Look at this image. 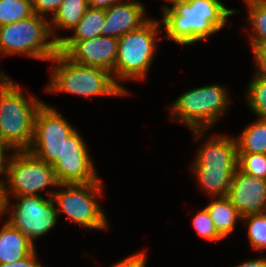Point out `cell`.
<instances>
[{
  "label": "cell",
  "instance_id": "15",
  "mask_svg": "<svg viewBox=\"0 0 266 267\" xmlns=\"http://www.w3.org/2000/svg\"><path fill=\"white\" fill-rule=\"evenodd\" d=\"M237 169L238 166H192L191 171L201 190L212 198L228 195L233 174Z\"/></svg>",
  "mask_w": 266,
  "mask_h": 267
},
{
  "label": "cell",
  "instance_id": "9",
  "mask_svg": "<svg viewBox=\"0 0 266 267\" xmlns=\"http://www.w3.org/2000/svg\"><path fill=\"white\" fill-rule=\"evenodd\" d=\"M10 153H8L4 180L6 201H12V197L16 196H40L39 192L41 193L48 186H53V189L46 192L49 197H52L56 190L54 186L59 185L52 165L27 150Z\"/></svg>",
  "mask_w": 266,
  "mask_h": 267
},
{
  "label": "cell",
  "instance_id": "27",
  "mask_svg": "<svg viewBox=\"0 0 266 267\" xmlns=\"http://www.w3.org/2000/svg\"><path fill=\"white\" fill-rule=\"evenodd\" d=\"M63 0H31L33 13L39 16L47 17V14L53 15L58 11Z\"/></svg>",
  "mask_w": 266,
  "mask_h": 267
},
{
  "label": "cell",
  "instance_id": "21",
  "mask_svg": "<svg viewBox=\"0 0 266 267\" xmlns=\"http://www.w3.org/2000/svg\"><path fill=\"white\" fill-rule=\"evenodd\" d=\"M105 21V9L89 7L81 21L72 29L69 36H61V40H87L101 35V27Z\"/></svg>",
  "mask_w": 266,
  "mask_h": 267
},
{
  "label": "cell",
  "instance_id": "16",
  "mask_svg": "<svg viewBox=\"0 0 266 267\" xmlns=\"http://www.w3.org/2000/svg\"><path fill=\"white\" fill-rule=\"evenodd\" d=\"M0 228V264L11 263L31 254L36 246L7 221Z\"/></svg>",
  "mask_w": 266,
  "mask_h": 267
},
{
  "label": "cell",
  "instance_id": "18",
  "mask_svg": "<svg viewBox=\"0 0 266 267\" xmlns=\"http://www.w3.org/2000/svg\"><path fill=\"white\" fill-rule=\"evenodd\" d=\"M88 8L87 0L62 1L58 11L49 19L50 31L57 43L61 41V35H56V31H71L81 21Z\"/></svg>",
  "mask_w": 266,
  "mask_h": 267
},
{
  "label": "cell",
  "instance_id": "32",
  "mask_svg": "<svg viewBox=\"0 0 266 267\" xmlns=\"http://www.w3.org/2000/svg\"><path fill=\"white\" fill-rule=\"evenodd\" d=\"M232 267H266V257L251 258Z\"/></svg>",
  "mask_w": 266,
  "mask_h": 267
},
{
  "label": "cell",
  "instance_id": "33",
  "mask_svg": "<svg viewBox=\"0 0 266 267\" xmlns=\"http://www.w3.org/2000/svg\"><path fill=\"white\" fill-rule=\"evenodd\" d=\"M120 0H87L89 7L107 9Z\"/></svg>",
  "mask_w": 266,
  "mask_h": 267
},
{
  "label": "cell",
  "instance_id": "1",
  "mask_svg": "<svg viewBox=\"0 0 266 267\" xmlns=\"http://www.w3.org/2000/svg\"><path fill=\"white\" fill-rule=\"evenodd\" d=\"M81 134L60 112L45 102L38 108L28 152L52 165L59 184L100 180Z\"/></svg>",
  "mask_w": 266,
  "mask_h": 267
},
{
  "label": "cell",
  "instance_id": "14",
  "mask_svg": "<svg viewBox=\"0 0 266 267\" xmlns=\"http://www.w3.org/2000/svg\"><path fill=\"white\" fill-rule=\"evenodd\" d=\"M192 166H238L235 137L214 134L197 149Z\"/></svg>",
  "mask_w": 266,
  "mask_h": 267
},
{
  "label": "cell",
  "instance_id": "4",
  "mask_svg": "<svg viewBox=\"0 0 266 267\" xmlns=\"http://www.w3.org/2000/svg\"><path fill=\"white\" fill-rule=\"evenodd\" d=\"M51 61V77L46 87L51 94L67 93L86 98L128 95L105 69L79 65L59 51Z\"/></svg>",
  "mask_w": 266,
  "mask_h": 267
},
{
  "label": "cell",
  "instance_id": "17",
  "mask_svg": "<svg viewBox=\"0 0 266 267\" xmlns=\"http://www.w3.org/2000/svg\"><path fill=\"white\" fill-rule=\"evenodd\" d=\"M205 208L214 222L216 230L224 239L231 235L236 223L242 221L240 212L227 196L212 197Z\"/></svg>",
  "mask_w": 266,
  "mask_h": 267
},
{
  "label": "cell",
  "instance_id": "5",
  "mask_svg": "<svg viewBox=\"0 0 266 267\" xmlns=\"http://www.w3.org/2000/svg\"><path fill=\"white\" fill-rule=\"evenodd\" d=\"M229 95L228 89L217 83L193 88L170 103L168 111L173 121L187 126L198 141L227 113L232 102Z\"/></svg>",
  "mask_w": 266,
  "mask_h": 267
},
{
  "label": "cell",
  "instance_id": "10",
  "mask_svg": "<svg viewBox=\"0 0 266 267\" xmlns=\"http://www.w3.org/2000/svg\"><path fill=\"white\" fill-rule=\"evenodd\" d=\"M16 196L14 204L6 201L7 222L20 230L35 245L38 237H43L57 225L58 214L52 197ZM13 205V206H12ZM12 206V207H11Z\"/></svg>",
  "mask_w": 266,
  "mask_h": 267
},
{
  "label": "cell",
  "instance_id": "2",
  "mask_svg": "<svg viewBox=\"0 0 266 267\" xmlns=\"http://www.w3.org/2000/svg\"><path fill=\"white\" fill-rule=\"evenodd\" d=\"M161 9L164 38L182 47L208 40L227 26L230 16L241 12L227 8L221 0H180Z\"/></svg>",
  "mask_w": 266,
  "mask_h": 267
},
{
  "label": "cell",
  "instance_id": "31",
  "mask_svg": "<svg viewBox=\"0 0 266 267\" xmlns=\"http://www.w3.org/2000/svg\"><path fill=\"white\" fill-rule=\"evenodd\" d=\"M6 151L11 152V150L4 143L0 141V177L4 175L3 177L4 179L0 178V185H4V180H5L6 164L9 157L8 154H5L7 153Z\"/></svg>",
  "mask_w": 266,
  "mask_h": 267
},
{
  "label": "cell",
  "instance_id": "20",
  "mask_svg": "<svg viewBox=\"0 0 266 267\" xmlns=\"http://www.w3.org/2000/svg\"><path fill=\"white\" fill-rule=\"evenodd\" d=\"M246 4L247 24L252 32L249 33L251 47L266 44V0H244Z\"/></svg>",
  "mask_w": 266,
  "mask_h": 267
},
{
  "label": "cell",
  "instance_id": "25",
  "mask_svg": "<svg viewBox=\"0 0 266 267\" xmlns=\"http://www.w3.org/2000/svg\"><path fill=\"white\" fill-rule=\"evenodd\" d=\"M238 169L248 175L266 180V154H238Z\"/></svg>",
  "mask_w": 266,
  "mask_h": 267
},
{
  "label": "cell",
  "instance_id": "13",
  "mask_svg": "<svg viewBox=\"0 0 266 267\" xmlns=\"http://www.w3.org/2000/svg\"><path fill=\"white\" fill-rule=\"evenodd\" d=\"M120 0L105 9V21L101 27V36L119 39L127 32L144 25L150 17L146 16V7L138 0Z\"/></svg>",
  "mask_w": 266,
  "mask_h": 267
},
{
  "label": "cell",
  "instance_id": "11",
  "mask_svg": "<svg viewBox=\"0 0 266 267\" xmlns=\"http://www.w3.org/2000/svg\"><path fill=\"white\" fill-rule=\"evenodd\" d=\"M118 50V39L97 36L87 40H61L58 51L82 66L99 67L113 76Z\"/></svg>",
  "mask_w": 266,
  "mask_h": 267
},
{
  "label": "cell",
  "instance_id": "28",
  "mask_svg": "<svg viewBox=\"0 0 266 267\" xmlns=\"http://www.w3.org/2000/svg\"><path fill=\"white\" fill-rule=\"evenodd\" d=\"M254 55L255 67L254 77L266 80V44L251 47Z\"/></svg>",
  "mask_w": 266,
  "mask_h": 267
},
{
  "label": "cell",
  "instance_id": "23",
  "mask_svg": "<svg viewBox=\"0 0 266 267\" xmlns=\"http://www.w3.org/2000/svg\"><path fill=\"white\" fill-rule=\"evenodd\" d=\"M252 78L246 88L245 101L257 118L266 119V80Z\"/></svg>",
  "mask_w": 266,
  "mask_h": 267
},
{
  "label": "cell",
  "instance_id": "6",
  "mask_svg": "<svg viewBox=\"0 0 266 267\" xmlns=\"http://www.w3.org/2000/svg\"><path fill=\"white\" fill-rule=\"evenodd\" d=\"M160 27H163L160 20L150 18L140 28L118 39L113 78L127 94L129 91L120 82L145 80L157 52V42L162 38Z\"/></svg>",
  "mask_w": 266,
  "mask_h": 267
},
{
  "label": "cell",
  "instance_id": "29",
  "mask_svg": "<svg viewBox=\"0 0 266 267\" xmlns=\"http://www.w3.org/2000/svg\"><path fill=\"white\" fill-rule=\"evenodd\" d=\"M147 256L144 250L137 252L132 255H128L123 260L112 264L110 267H146Z\"/></svg>",
  "mask_w": 266,
  "mask_h": 267
},
{
  "label": "cell",
  "instance_id": "35",
  "mask_svg": "<svg viewBox=\"0 0 266 267\" xmlns=\"http://www.w3.org/2000/svg\"><path fill=\"white\" fill-rule=\"evenodd\" d=\"M167 3H171V5L173 6L177 1H180V0H165Z\"/></svg>",
  "mask_w": 266,
  "mask_h": 267
},
{
  "label": "cell",
  "instance_id": "8",
  "mask_svg": "<svg viewBox=\"0 0 266 267\" xmlns=\"http://www.w3.org/2000/svg\"><path fill=\"white\" fill-rule=\"evenodd\" d=\"M103 192L101 179L91 183L59 184L52 195L58 218L63 212L67 222H74L82 228L107 229L106 213L97 200L104 197Z\"/></svg>",
  "mask_w": 266,
  "mask_h": 267
},
{
  "label": "cell",
  "instance_id": "24",
  "mask_svg": "<svg viewBox=\"0 0 266 267\" xmlns=\"http://www.w3.org/2000/svg\"><path fill=\"white\" fill-rule=\"evenodd\" d=\"M247 226V238L252 249L257 252L266 250V216L265 214L248 215L242 218Z\"/></svg>",
  "mask_w": 266,
  "mask_h": 267
},
{
  "label": "cell",
  "instance_id": "22",
  "mask_svg": "<svg viewBox=\"0 0 266 267\" xmlns=\"http://www.w3.org/2000/svg\"><path fill=\"white\" fill-rule=\"evenodd\" d=\"M31 0H0V26L32 16Z\"/></svg>",
  "mask_w": 266,
  "mask_h": 267
},
{
  "label": "cell",
  "instance_id": "7",
  "mask_svg": "<svg viewBox=\"0 0 266 267\" xmlns=\"http://www.w3.org/2000/svg\"><path fill=\"white\" fill-rule=\"evenodd\" d=\"M51 36L48 18L33 14L0 26V51L4 57L21 55L49 61L58 52V43Z\"/></svg>",
  "mask_w": 266,
  "mask_h": 267
},
{
  "label": "cell",
  "instance_id": "12",
  "mask_svg": "<svg viewBox=\"0 0 266 267\" xmlns=\"http://www.w3.org/2000/svg\"><path fill=\"white\" fill-rule=\"evenodd\" d=\"M227 197L242 218L263 214L266 207V180L237 169L233 174Z\"/></svg>",
  "mask_w": 266,
  "mask_h": 267
},
{
  "label": "cell",
  "instance_id": "26",
  "mask_svg": "<svg viewBox=\"0 0 266 267\" xmlns=\"http://www.w3.org/2000/svg\"><path fill=\"white\" fill-rule=\"evenodd\" d=\"M192 226L196 230L199 237L213 242L224 239L216 230L214 222L212 221L207 209L204 207L199 210L192 218Z\"/></svg>",
  "mask_w": 266,
  "mask_h": 267
},
{
  "label": "cell",
  "instance_id": "34",
  "mask_svg": "<svg viewBox=\"0 0 266 267\" xmlns=\"http://www.w3.org/2000/svg\"><path fill=\"white\" fill-rule=\"evenodd\" d=\"M5 205H6V198H5L4 185H0V217L5 215Z\"/></svg>",
  "mask_w": 266,
  "mask_h": 267
},
{
  "label": "cell",
  "instance_id": "19",
  "mask_svg": "<svg viewBox=\"0 0 266 267\" xmlns=\"http://www.w3.org/2000/svg\"><path fill=\"white\" fill-rule=\"evenodd\" d=\"M235 140L238 154H266V119L257 118Z\"/></svg>",
  "mask_w": 266,
  "mask_h": 267
},
{
  "label": "cell",
  "instance_id": "3",
  "mask_svg": "<svg viewBox=\"0 0 266 267\" xmlns=\"http://www.w3.org/2000/svg\"><path fill=\"white\" fill-rule=\"evenodd\" d=\"M23 92L20 84L0 69V141L11 151L28 150L35 115L44 102Z\"/></svg>",
  "mask_w": 266,
  "mask_h": 267
},
{
  "label": "cell",
  "instance_id": "30",
  "mask_svg": "<svg viewBox=\"0 0 266 267\" xmlns=\"http://www.w3.org/2000/svg\"><path fill=\"white\" fill-rule=\"evenodd\" d=\"M37 250L35 249L31 254L27 255L25 258L17 260L11 263H2L0 267H44L40 264L37 255Z\"/></svg>",
  "mask_w": 266,
  "mask_h": 267
}]
</instances>
